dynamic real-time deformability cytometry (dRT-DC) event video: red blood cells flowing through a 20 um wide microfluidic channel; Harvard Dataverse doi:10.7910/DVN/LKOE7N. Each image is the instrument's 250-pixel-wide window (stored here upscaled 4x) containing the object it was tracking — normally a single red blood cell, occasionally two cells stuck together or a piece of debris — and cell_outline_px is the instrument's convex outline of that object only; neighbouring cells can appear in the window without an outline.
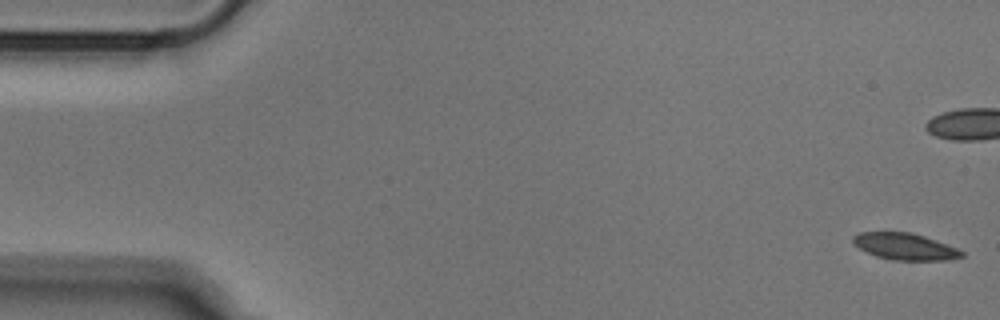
{"species": "Egyptian fruit bat (a non-hibernating species)", "species_latin": "Rousettus aegyptiacus", "temperature_condition": "cold", "stored_images_in_passage": 53, "camera_frame_rate_fps": 3000, "um_per_image_px": 0.085, "animal": {"sex": "male"}, "frame": {"image": 1, "passage_image": 1, "time_ms": 0.0, "image_size_px": [1000, 320], "cell_outline_px": [[964, 256], [948, 260], [896, 260], [876, 256], [860, 248], [852, 240], [852, 236], [860, 232], [908, 232], [924, 236], [936, 240], [956, 248], [964, 252]], "centroid_in_image_um": [76.94, 20.95], "position_along_channel_um": 8.1, "area_um2": 16.65}}